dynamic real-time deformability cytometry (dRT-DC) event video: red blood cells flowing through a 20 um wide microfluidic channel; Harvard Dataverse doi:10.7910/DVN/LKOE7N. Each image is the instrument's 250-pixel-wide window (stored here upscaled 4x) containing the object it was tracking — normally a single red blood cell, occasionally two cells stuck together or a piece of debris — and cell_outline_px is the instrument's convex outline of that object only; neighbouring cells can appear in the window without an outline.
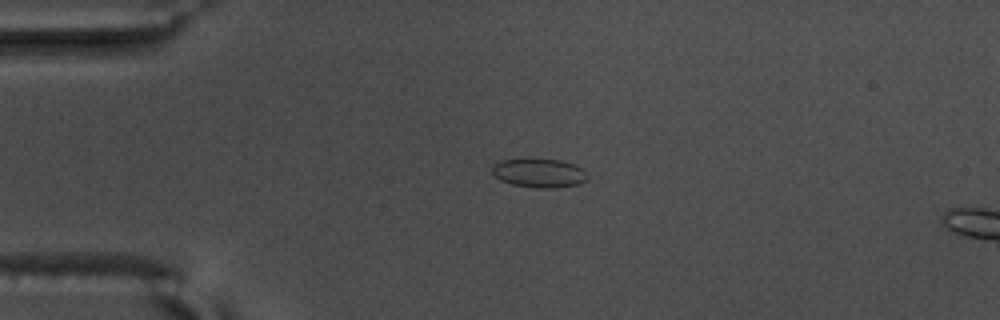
{"species": "common noctule bat (a hibernating species)", "species_latin": "Nyctalus noctula", "temperature_condition": "warm", "stored_images_in_passage": 45, "camera_frame_rate_fps": 3000, "um_per_image_px": 0.085, "animal": {"sex": "male", "body_mass_g": 17.5, "forearm_length_mm": 52.3}, "frame": {"image": 1, "passage_image": 2, "time_ms": 0.333, "image_size_px": [1000, 320], "cell_outline_px": [[588, 176], [580, 184], [556, 188], [536, 188], [512, 184], [500, 180], [492, 172], [492, 164], [500, 160], [560, 160], [572, 164], [580, 168]], "centroid_in_image_um": [45.8, 14.73], "position_along_channel_um": 39.2, "area_um2": 15.72}}
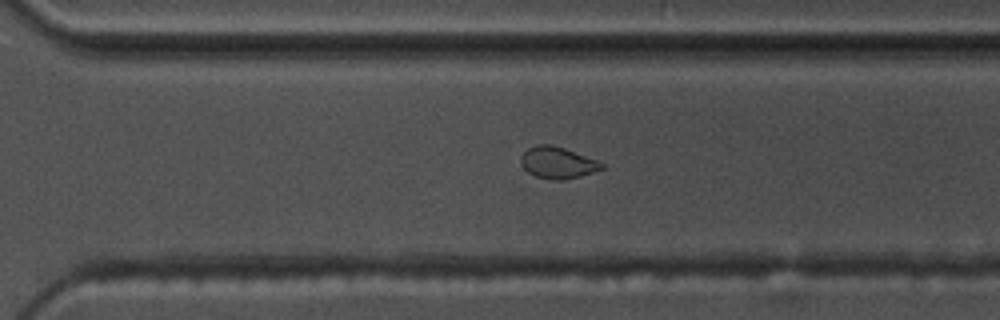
{"frame": {"image": 2, "passage_image": 28, "time_ms": 9.0, "image_size_px": [1000, 320], "cell_outline_px": [[604, 168], [580, 176], [564, 180], [552, 180], [536, 176], [528, 172], [520, 164], [520, 156], [528, 148], [536, 144], [552, 144], [600, 160], [604, 164]], "centroid_in_image_um": [47.4, 13.82], "position_along_channel_um": 323.2, "area_um2": 15.09}}
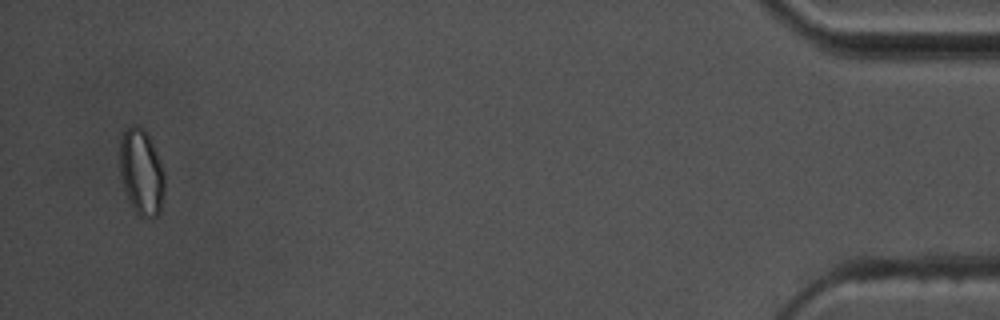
{"frame": {"image": 3, "passage_image": 43, "time_ms": 14.0, "image_size_px": [1000, 320], "cell_outline_px": [[164, 192], [160, 212], [156, 216], [148, 220], [140, 216], [136, 212], [128, 200], [120, 176], [120, 140], [124, 128], [132, 124], [144, 128], [156, 152], [164, 172]], "centroid_in_image_um": [12.01, 14.64], "position_along_channel_um": 423.2, "area_um2": 22.6}, "authors_computed_cell_mechanics": {"area_um2": 15.4326, "velocity_mm_per_s": 3.641, "shape_relaxation_time_tau1_ms": 7.313, "shape_relaxation_time_tau2_ms": 1.7194, "deformation_change_tau1": 0.136, "deformation_change_tau2": 0.058}}